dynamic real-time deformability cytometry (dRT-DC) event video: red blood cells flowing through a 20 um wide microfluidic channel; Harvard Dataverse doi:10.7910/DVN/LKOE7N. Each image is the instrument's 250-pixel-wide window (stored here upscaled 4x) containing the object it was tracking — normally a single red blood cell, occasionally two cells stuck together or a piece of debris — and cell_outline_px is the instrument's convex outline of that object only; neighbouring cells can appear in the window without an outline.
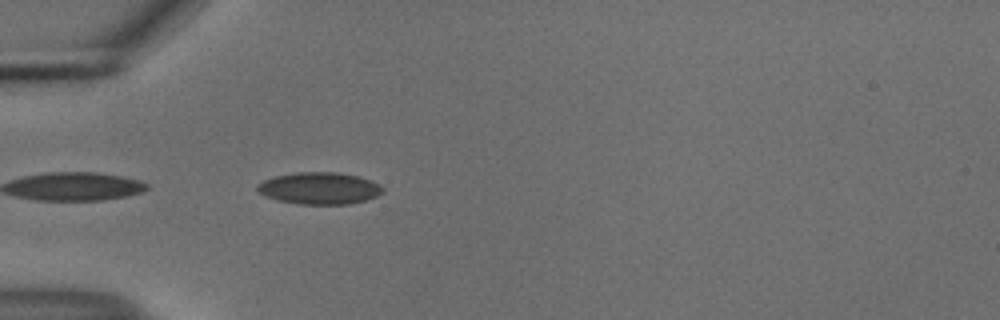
{"species": "common noctule bat (a hibernating species)", "species_latin": "Nyctalus noctula", "temperature_condition": "cold", "stored_images_in_passage": 37, "camera_frame_rate_fps": 3000, "um_per_image_px": 0.085, "animal": {"sex": "male", "body_mass_g": 18.8}, "frame": {"image": 1, "passage_image": 1, "time_ms": 0.0, "image_size_px": [1000, 320], "cell_outline_px": [[384, 192], [376, 196], [364, 200], [348, 204], [296, 204], [276, 200], [264, 196], [256, 188], [264, 180], [276, 176], [300, 172], [336, 172], [356, 176], [380, 184], [384, 188]], "centroid_in_image_um": [27.15, 16.01], "position_along_channel_um": 57.8, "area_um2": 23.12}}
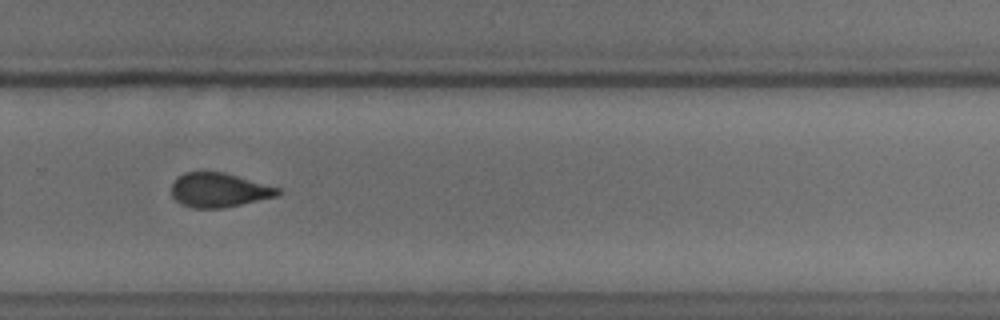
{"frame": {"image": 2, "passage_image": 22, "time_ms": 7.0, "image_size_px": [1000, 320], "cell_outline_px": [[284, 192], [280, 196], [224, 208], [192, 208], [180, 204], [172, 196], [172, 184], [176, 176], [184, 172], [224, 172], [280, 188]], "centroid_in_image_um": [18.64, 16.16], "position_along_channel_um": 311.2, "area_um2": 21.56}, "authors_computed_cell_mechanics": {"area_um2": 21.8484, "velocity_mm_per_s": 3.7159, "shape_relaxation_time_tau1_ms": 9.6557, "shape_relaxation_time_tau2_ms": 1.5034, "deformation_change_tau1": 0.1349, "deformation_change_tau2": 0.0684}}